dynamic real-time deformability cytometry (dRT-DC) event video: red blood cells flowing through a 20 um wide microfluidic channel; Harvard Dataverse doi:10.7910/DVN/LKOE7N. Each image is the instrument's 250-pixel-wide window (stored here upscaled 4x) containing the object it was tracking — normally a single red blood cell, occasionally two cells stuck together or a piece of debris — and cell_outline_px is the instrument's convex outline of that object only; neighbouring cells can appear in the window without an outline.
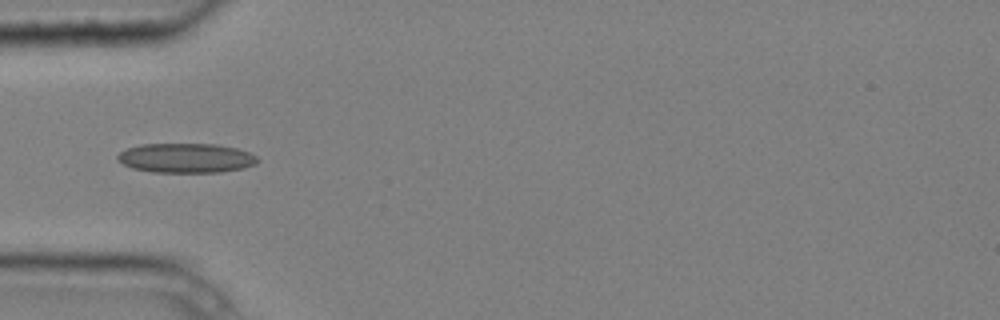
{"species": "common noctule bat (a hibernating species)", "species_latin": "Nyctalus noctula", "temperature_condition": "cold", "stored_images_in_passage": 7, "camera_frame_rate_fps": 3000, "um_per_image_px": 0.085, "animal": {"sex": "male", "body_mass_g": 20.4}, "frame": {"image": 1, "passage_image": 5, "time_ms": 1.333, "image_size_px": [1000, 320], "cell_outline_px": [[260, 160], [256, 164], [244, 168], [220, 172], [152, 172], [132, 168], [116, 160], [116, 156], [120, 152], [128, 148], [140, 144], [216, 144], [236, 148], [248, 152], [256, 156]], "centroid_in_image_um": [15.81, 13.43], "position_along_channel_um": 69.2, "area_um2": 24.16}}
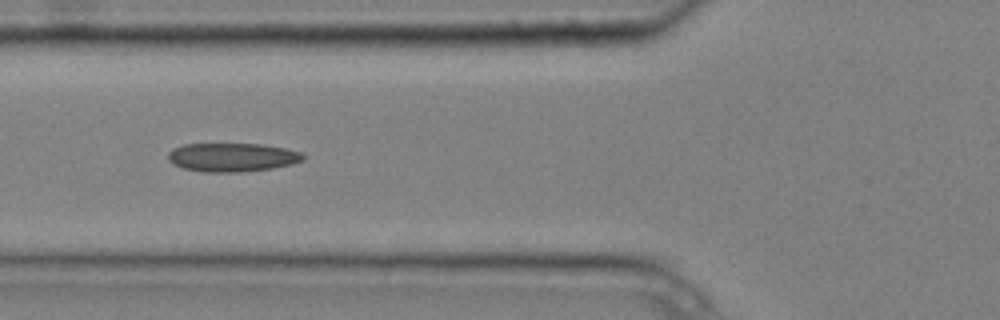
{"frame": {"image": 2, "passage_image": 6, "time_ms": 1.667, "image_size_px": [1000, 320], "cell_outline_px": [[304, 160], [292, 164], [272, 168], [240, 172], [204, 172], [184, 168], [168, 160], [168, 152], [172, 148], [184, 144], [260, 144], [284, 148], [300, 152], [304, 156]], "centroid_in_image_um": [19.73, 13.37], "position_along_channel_um": 106.1, "area_um2": 22.43}}
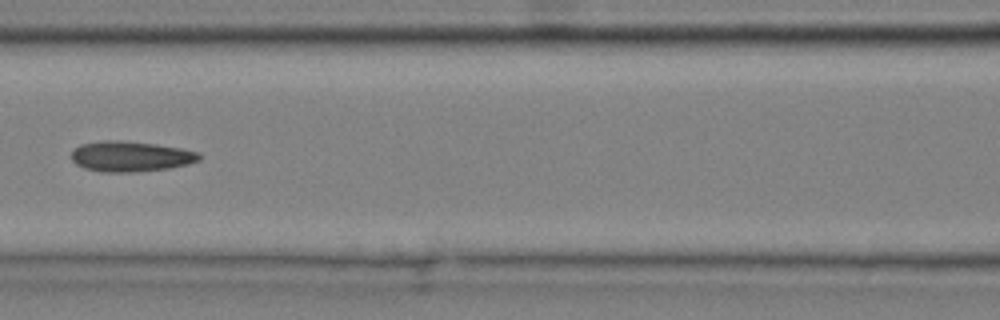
{"frame": {"image": 3, "passage_image": 7, "time_ms": 2.0, "image_size_px": [1000, 320], "cell_outline_px": [[200, 160], [188, 164], [168, 168], [132, 172], [100, 172], [84, 168], [76, 164], [72, 160], [72, 148], [80, 144], [100, 140], [124, 140], [156, 144], [184, 148], [200, 152]], "centroid_in_image_um": [11.09, 13.28], "position_along_channel_um": 155.5, "area_um2": 23.0}}